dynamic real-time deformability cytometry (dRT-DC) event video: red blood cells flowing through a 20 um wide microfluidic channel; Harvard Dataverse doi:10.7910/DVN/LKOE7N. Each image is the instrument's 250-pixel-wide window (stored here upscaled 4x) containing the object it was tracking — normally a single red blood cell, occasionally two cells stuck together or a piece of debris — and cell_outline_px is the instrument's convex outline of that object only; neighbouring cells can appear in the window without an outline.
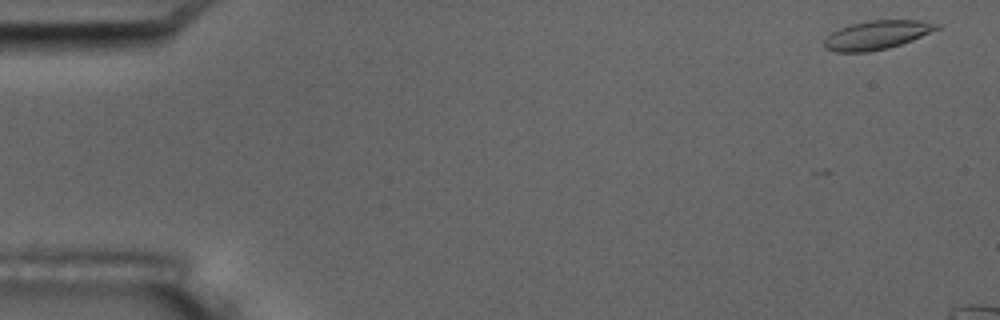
{"species": "common noctule bat (a hibernating species)", "species_latin": "Nyctalus noctula", "temperature_condition": "room temperature", "stored_images_in_passage": 4, "camera_frame_rate_fps": 3000, "um_per_image_px": 0.085, "animal": {"sex": "male", "body_mass_g": 17.5, "forearm_length_mm": 52.3}, "frame": {"image": 1, "passage_image": 1, "time_ms": 0.0, "image_size_px": [1000, 320], "cell_outline_px": [[944, 24], [940, 28], [912, 40], [888, 48], [868, 52], [836, 52], [824, 48], [824, 40], [832, 32], [840, 28], [852, 24], [868, 20], [920, 20]], "centroid_in_image_um": [74.56, 2.97], "position_along_channel_um": 10.4, "area_um2": 18.9}}